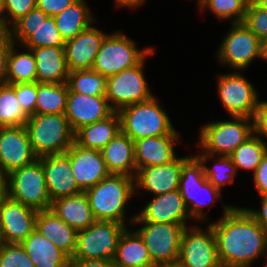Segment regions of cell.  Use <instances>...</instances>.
Masks as SVG:
<instances>
[{
    "instance_id": "obj_1",
    "label": "cell",
    "mask_w": 267,
    "mask_h": 267,
    "mask_svg": "<svg viewBox=\"0 0 267 267\" xmlns=\"http://www.w3.org/2000/svg\"><path fill=\"white\" fill-rule=\"evenodd\" d=\"M223 216L212 221L222 267H250L267 252V233L241 207L223 204Z\"/></svg>"
},
{
    "instance_id": "obj_2",
    "label": "cell",
    "mask_w": 267,
    "mask_h": 267,
    "mask_svg": "<svg viewBox=\"0 0 267 267\" xmlns=\"http://www.w3.org/2000/svg\"><path fill=\"white\" fill-rule=\"evenodd\" d=\"M84 192L95 220L116 221L127 226L126 207L131 198L137 195L134 177L110 174Z\"/></svg>"
},
{
    "instance_id": "obj_3",
    "label": "cell",
    "mask_w": 267,
    "mask_h": 267,
    "mask_svg": "<svg viewBox=\"0 0 267 267\" xmlns=\"http://www.w3.org/2000/svg\"><path fill=\"white\" fill-rule=\"evenodd\" d=\"M25 127L31 147L38 158L63 154L75 142V132L65 114L31 115Z\"/></svg>"
},
{
    "instance_id": "obj_4",
    "label": "cell",
    "mask_w": 267,
    "mask_h": 267,
    "mask_svg": "<svg viewBox=\"0 0 267 267\" xmlns=\"http://www.w3.org/2000/svg\"><path fill=\"white\" fill-rule=\"evenodd\" d=\"M121 131L131 140L169 135L175 128L156 96L119 111Z\"/></svg>"
},
{
    "instance_id": "obj_5",
    "label": "cell",
    "mask_w": 267,
    "mask_h": 267,
    "mask_svg": "<svg viewBox=\"0 0 267 267\" xmlns=\"http://www.w3.org/2000/svg\"><path fill=\"white\" fill-rule=\"evenodd\" d=\"M230 120L206 122L200 129L199 149L211 155L230 156L253 134V119L231 117Z\"/></svg>"
},
{
    "instance_id": "obj_6",
    "label": "cell",
    "mask_w": 267,
    "mask_h": 267,
    "mask_svg": "<svg viewBox=\"0 0 267 267\" xmlns=\"http://www.w3.org/2000/svg\"><path fill=\"white\" fill-rule=\"evenodd\" d=\"M179 191L193 221L206 223L208 218L204 207L215 205L217 199L222 203L219 198L222 196L221 191L207 181L204 167L195 155L182 166Z\"/></svg>"
},
{
    "instance_id": "obj_7",
    "label": "cell",
    "mask_w": 267,
    "mask_h": 267,
    "mask_svg": "<svg viewBox=\"0 0 267 267\" xmlns=\"http://www.w3.org/2000/svg\"><path fill=\"white\" fill-rule=\"evenodd\" d=\"M230 24L231 28L217 50L219 63L241 72L255 59L266 61V46L262 41L244 23Z\"/></svg>"
},
{
    "instance_id": "obj_8",
    "label": "cell",
    "mask_w": 267,
    "mask_h": 267,
    "mask_svg": "<svg viewBox=\"0 0 267 267\" xmlns=\"http://www.w3.org/2000/svg\"><path fill=\"white\" fill-rule=\"evenodd\" d=\"M137 43L116 31L108 34L99 49L92 70L109 77L139 64L154 48L137 49Z\"/></svg>"
},
{
    "instance_id": "obj_9",
    "label": "cell",
    "mask_w": 267,
    "mask_h": 267,
    "mask_svg": "<svg viewBox=\"0 0 267 267\" xmlns=\"http://www.w3.org/2000/svg\"><path fill=\"white\" fill-rule=\"evenodd\" d=\"M126 228L116 221L96 220L88 228L78 231L71 260H113Z\"/></svg>"
},
{
    "instance_id": "obj_10",
    "label": "cell",
    "mask_w": 267,
    "mask_h": 267,
    "mask_svg": "<svg viewBox=\"0 0 267 267\" xmlns=\"http://www.w3.org/2000/svg\"><path fill=\"white\" fill-rule=\"evenodd\" d=\"M8 197L37 211L51 208L42 163L36 159L7 175Z\"/></svg>"
},
{
    "instance_id": "obj_11",
    "label": "cell",
    "mask_w": 267,
    "mask_h": 267,
    "mask_svg": "<svg viewBox=\"0 0 267 267\" xmlns=\"http://www.w3.org/2000/svg\"><path fill=\"white\" fill-rule=\"evenodd\" d=\"M154 51L153 49L136 66L107 77L105 97L114 111H119L131 104L147 101L154 96L144 75L145 60L149 55L153 56Z\"/></svg>"
},
{
    "instance_id": "obj_12",
    "label": "cell",
    "mask_w": 267,
    "mask_h": 267,
    "mask_svg": "<svg viewBox=\"0 0 267 267\" xmlns=\"http://www.w3.org/2000/svg\"><path fill=\"white\" fill-rule=\"evenodd\" d=\"M217 80V94L226 112L231 117L253 119L260 102L256 87L236 70L219 75Z\"/></svg>"
},
{
    "instance_id": "obj_13",
    "label": "cell",
    "mask_w": 267,
    "mask_h": 267,
    "mask_svg": "<svg viewBox=\"0 0 267 267\" xmlns=\"http://www.w3.org/2000/svg\"><path fill=\"white\" fill-rule=\"evenodd\" d=\"M131 224H141L136 231L144 240L154 265L178 262L183 225L153 222Z\"/></svg>"
},
{
    "instance_id": "obj_14",
    "label": "cell",
    "mask_w": 267,
    "mask_h": 267,
    "mask_svg": "<svg viewBox=\"0 0 267 267\" xmlns=\"http://www.w3.org/2000/svg\"><path fill=\"white\" fill-rule=\"evenodd\" d=\"M207 228L185 226L181 235L180 267H222L217 251L216 237L212 224Z\"/></svg>"
},
{
    "instance_id": "obj_15",
    "label": "cell",
    "mask_w": 267,
    "mask_h": 267,
    "mask_svg": "<svg viewBox=\"0 0 267 267\" xmlns=\"http://www.w3.org/2000/svg\"><path fill=\"white\" fill-rule=\"evenodd\" d=\"M184 199L178 190L169 191L160 195L153 196V199L140 209L137 214L131 216V222H153L180 224L187 226L190 219Z\"/></svg>"
},
{
    "instance_id": "obj_16",
    "label": "cell",
    "mask_w": 267,
    "mask_h": 267,
    "mask_svg": "<svg viewBox=\"0 0 267 267\" xmlns=\"http://www.w3.org/2000/svg\"><path fill=\"white\" fill-rule=\"evenodd\" d=\"M28 131L23 126L0 127V169L7 175L34 162Z\"/></svg>"
},
{
    "instance_id": "obj_17",
    "label": "cell",
    "mask_w": 267,
    "mask_h": 267,
    "mask_svg": "<svg viewBox=\"0 0 267 267\" xmlns=\"http://www.w3.org/2000/svg\"><path fill=\"white\" fill-rule=\"evenodd\" d=\"M176 157L170 163L140 168L135 179V193L142 190L152 196L178 190L182 166L193 156Z\"/></svg>"
},
{
    "instance_id": "obj_18",
    "label": "cell",
    "mask_w": 267,
    "mask_h": 267,
    "mask_svg": "<svg viewBox=\"0 0 267 267\" xmlns=\"http://www.w3.org/2000/svg\"><path fill=\"white\" fill-rule=\"evenodd\" d=\"M38 211L7 197L0 204V227L5 243L20 244L35 229Z\"/></svg>"
},
{
    "instance_id": "obj_19",
    "label": "cell",
    "mask_w": 267,
    "mask_h": 267,
    "mask_svg": "<svg viewBox=\"0 0 267 267\" xmlns=\"http://www.w3.org/2000/svg\"><path fill=\"white\" fill-rule=\"evenodd\" d=\"M65 153L70 157L72 176L82 191L111 174L99 150L82 148L74 142Z\"/></svg>"
},
{
    "instance_id": "obj_20",
    "label": "cell",
    "mask_w": 267,
    "mask_h": 267,
    "mask_svg": "<svg viewBox=\"0 0 267 267\" xmlns=\"http://www.w3.org/2000/svg\"><path fill=\"white\" fill-rule=\"evenodd\" d=\"M107 35L101 29L91 25L75 38L67 40L64 56L68 71L91 70Z\"/></svg>"
},
{
    "instance_id": "obj_21",
    "label": "cell",
    "mask_w": 267,
    "mask_h": 267,
    "mask_svg": "<svg viewBox=\"0 0 267 267\" xmlns=\"http://www.w3.org/2000/svg\"><path fill=\"white\" fill-rule=\"evenodd\" d=\"M38 159L42 163L51 202L82 192L72 176L70 157L66 153L46 155Z\"/></svg>"
},
{
    "instance_id": "obj_22",
    "label": "cell",
    "mask_w": 267,
    "mask_h": 267,
    "mask_svg": "<svg viewBox=\"0 0 267 267\" xmlns=\"http://www.w3.org/2000/svg\"><path fill=\"white\" fill-rule=\"evenodd\" d=\"M113 112L105 96L83 95L75 92L68 94L65 116L74 132L82 126L107 118Z\"/></svg>"
},
{
    "instance_id": "obj_23",
    "label": "cell",
    "mask_w": 267,
    "mask_h": 267,
    "mask_svg": "<svg viewBox=\"0 0 267 267\" xmlns=\"http://www.w3.org/2000/svg\"><path fill=\"white\" fill-rule=\"evenodd\" d=\"M180 137L174 129L169 135L134 141L137 171L146 166L164 165L174 160L177 157L174 146L179 143Z\"/></svg>"
},
{
    "instance_id": "obj_24",
    "label": "cell",
    "mask_w": 267,
    "mask_h": 267,
    "mask_svg": "<svg viewBox=\"0 0 267 267\" xmlns=\"http://www.w3.org/2000/svg\"><path fill=\"white\" fill-rule=\"evenodd\" d=\"M35 229L72 258L78 231L67 225L51 209L38 211Z\"/></svg>"
},
{
    "instance_id": "obj_25",
    "label": "cell",
    "mask_w": 267,
    "mask_h": 267,
    "mask_svg": "<svg viewBox=\"0 0 267 267\" xmlns=\"http://www.w3.org/2000/svg\"><path fill=\"white\" fill-rule=\"evenodd\" d=\"M100 152L111 174L136 176L135 144L125 133L121 131Z\"/></svg>"
},
{
    "instance_id": "obj_26",
    "label": "cell",
    "mask_w": 267,
    "mask_h": 267,
    "mask_svg": "<svg viewBox=\"0 0 267 267\" xmlns=\"http://www.w3.org/2000/svg\"><path fill=\"white\" fill-rule=\"evenodd\" d=\"M20 244L35 267L71 266V258L36 229Z\"/></svg>"
},
{
    "instance_id": "obj_27",
    "label": "cell",
    "mask_w": 267,
    "mask_h": 267,
    "mask_svg": "<svg viewBox=\"0 0 267 267\" xmlns=\"http://www.w3.org/2000/svg\"><path fill=\"white\" fill-rule=\"evenodd\" d=\"M50 209L77 231L88 228L96 221L84 191L52 201Z\"/></svg>"
},
{
    "instance_id": "obj_28",
    "label": "cell",
    "mask_w": 267,
    "mask_h": 267,
    "mask_svg": "<svg viewBox=\"0 0 267 267\" xmlns=\"http://www.w3.org/2000/svg\"><path fill=\"white\" fill-rule=\"evenodd\" d=\"M36 60V82L67 83L69 71L64 47H39L31 49Z\"/></svg>"
},
{
    "instance_id": "obj_29",
    "label": "cell",
    "mask_w": 267,
    "mask_h": 267,
    "mask_svg": "<svg viewBox=\"0 0 267 267\" xmlns=\"http://www.w3.org/2000/svg\"><path fill=\"white\" fill-rule=\"evenodd\" d=\"M120 132V116L118 111H114L107 118L78 129L75 143L82 148L101 151Z\"/></svg>"
},
{
    "instance_id": "obj_30",
    "label": "cell",
    "mask_w": 267,
    "mask_h": 267,
    "mask_svg": "<svg viewBox=\"0 0 267 267\" xmlns=\"http://www.w3.org/2000/svg\"><path fill=\"white\" fill-rule=\"evenodd\" d=\"M113 261L117 267L154 266L144 240L136 230L130 231L128 227L120 237Z\"/></svg>"
},
{
    "instance_id": "obj_31",
    "label": "cell",
    "mask_w": 267,
    "mask_h": 267,
    "mask_svg": "<svg viewBox=\"0 0 267 267\" xmlns=\"http://www.w3.org/2000/svg\"><path fill=\"white\" fill-rule=\"evenodd\" d=\"M89 6L85 0H76L61 13L54 16L55 24L61 37L66 42L95 23Z\"/></svg>"
},
{
    "instance_id": "obj_32",
    "label": "cell",
    "mask_w": 267,
    "mask_h": 267,
    "mask_svg": "<svg viewBox=\"0 0 267 267\" xmlns=\"http://www.w3.org/2000/svg\"><path fill=\"white\" fill-rule=\"evenodd\" d=\"M16 46L13 43L10 47L5 83L36 82V60L32 50L24 48L25 52H20Z\"/></svg>"
},
{
    "instance_id": "obj_33",
    "label": "cell",
    "mask_w": 267,
    "mask_h": 267,
    "mask_svg": "<svg viewBox=\"0 0 267 267\" xmlns=\"http://www.w3.org/2000/svg\"><path fill=\"white\" fill-rule=\"evenodd\" d=\"M68 94L66 83L37 82L36 115L65 114Z\"/></svg>"
},
{
    "instance_id": "obj_34",
    "label": "cell",
    "mask_w": 267,
    "mask_h": 267,
    "mask_svg": "<svg viewBox=\"0 0 267 267\" xmlns=\"http://www.w3.org/2000/svg\"><path fill=\"white\" fill-rule=\"evenodd\" d=\"M204 167V174L208 182L220 191L224 185L234 183V177L237 174L235 165L232 162L231 156L226 155H211L208 153L200 152L194 154ZM212 159V160H211ZM213 161L214 166L208 167L207 161Z\"/></svg>"
},
{
    "instance_id": "obj_35",
    "label": "cell",
    "mask_w": 267,
    "mask_h": 267,
    "mask_svg": "<svg viewBox=\"0 0 267 267\" xmlns=\"http://www.w3.org/2000/svg\"><path fill=\"white\" fill-rule=\"evenodd\" d=\"M267 152V143L253 134L230 155L236 170L256 171Z\"/></svg>"
},
{
    "instance_id": "obj_36",
    "label": "cell",
    "mask_w": 267,
    "mask_h": 267,
    "mask_svg": "<svg viewBox=\"0 0 267 267\" xmlns=\"http://www.w3.org/2000/svg\"><path fill=\"white\" fill-rule=\"evenodd\" d=\"M66 84L69 92L91 96H105L107 77L92 69L77 70L69 72Z\"/></svg>"
},
{
    "instance_id": "obj_37",
    "label": "cell",
    "mask_w": 267,
    "mask_h": 267,
    "mask_svg": "<svg viewBox=\"0 0 267 267\" xmlns=\"http://www.w3.org/2000/svg\"><path fill=\"white\" fill-rule=\"evenodd\" d=\"M29 116L22 110L14 88L0 84V127L23 126Z\"/></svg>"
},
{
    "instance_id": "obj_38",
    "label": "cell",
    "mask_w": 267,
    "mask_h": 267,
    "mask_svg": "<svg viewBox=\"0 0 267 267\" xmlns=\"http://www.w3.org/2000/svg\"><path fill=\"white\" fill-rule=\"evenodd\" d=\"M199 10L211 11L218 20H230L231 23H243L246 6L240 0H197Z\"/></svg>"
},
{
    "instance_id": "obj_39",
    "label": "cell",
    "mask_w": 267,
    "mask_h": 267,
    "mask_svg": "<svg viewBox=\"0 0 267 267\" xmlns=\"http://www.w3.org/2000/svg\"><path fill=\"white\" fill-rule=\"evenodd\" d=\"M21 46L30 50L50 46L64 47L65 41L57 29L54 17L49 16Z\"/></svg>"
},
{
    "instance_id": "obj_40",
    "label": "cell",
    "mask_w": 267,
    "mask_h": 267,
    "mask_svg": "<svg viewBox=\"0 0 267 267\" xmlns=\"http://www.w3.org/2000/svg\"><path fill=\"white\" fill-rule=\"evenodd\" d=\"M48 17V14H45L37 7L32 9L11 26L9 34L12 42L21 46Z\"/></svg>"
},
{
    "instance_id": "obj_41",
    "label": "cell",
    "mask_w": 267,
    "mask_h": 267,
    "mask_svg": "<svg viewBox=\"0 0 267 267\" xmlns=\"http://www.w3.org/2000/svg\"><path fill=\"white\" fill-rule=\"evenodd\" d=\"M243 23L267 45V9L260 8L253 3L246 7Z\"/></svg>"
},
{
    "instance_id": "obj_42",
    "label": "cell",
    "mask_w": 267,
    "mask_h": 267,
    "mask_svg": "<svg viewBox=\"0 0 267 267\" xmlns=\"http://www.w3.org/2000/svg\"><path fill=\"white\" fill-rule=\"evenodd\" d=\"M0 267H35L21 244L5 243L0 249Z\"/></svg>"
},
{
    "instance_id": "obj_43",
    "label": "cell",
    "mask_w": 267,
    "mask_h": 267,
    "mask_svg": "<svg viewBox=\"0 0 267 267\" xmlns=\"http://www.w3.org/2000/svg\"><path fill=\"white\" fill-rule=\"evenodd\" d=\"M22 110L28 115H36L37 82L10 84Z\"/></svg>"
},
{
    "instance_id": "obj_44",
    "label": "cell",
    "mask_w": 267,
    "mask_h": 267,
    "mask_svg": "<svg viewBox=\"0 0 267 267\" xmlns=\"http://www.w3.org/2000/svg\"><path fill=\"white\" fill-rule=\"evenodd\" d=\"M3 2L10 26L36 8V0H3Z\"/></svg>"
},
{
    "instance_id": "obj_45",
    "label": "cell",
    "mask_w": 267,
    "mask_h": 267,
    "mask_svg": "<svg viewBox=\"0 0 267 267\" xmlns=\"http://www.w3.org/2000/svg\"><path fill=\"white\" fill-rule=\"evenodd\" d=\"M254 134L264 141L267 140V101L260 100L253 117ZM264 137V138H262ZM267 143V141H265Z\"/></svg>"
},
{
    "instance_id": "obj_46",
    "label": "cell",
    "mask_w": 267,
    "mask_h": 267,
    "mask_svg": "<svg viewBox=\"0 0 267 267\" xmlns=\"http://www.w3.org/2000/svg\"><path fill=\"white\" fill-rule=\"evenodd\" d=\"M76 0H36V7L51 17L61 13Z\"/></svg>"
},
{
    "instance_id": "obj_47",
    "label": "cell",
    "mask_w": 267,
    "mask_h": 267,
    "mask_svg": "<svg viewBox=\"0 0 267 267\" xmlns=\"http://www.w3.org/2000/svg\"><path fill=\"white\" fill-rule=\"evenodd\" d=\"M254 184L260 197L267 196V152L253 173Z\"/></svg>"
},
{
    "instance_id": "obj_48",
    "label": "cell",
    "mask_w": 267,
    "mask_h": 267,
    "mask_svg": "<svg viewBox=\"0 0 267 267\" xmlns=\"http://www.w3.org/2000/svg\"><path fill=\"white\" fill-rule=\"evenodd\" d=\"M13 44L10 34L0 42V84L5 83L10 47Z\"/></svg>"
},
{
    "instance_id": "obj_49",
    "label": "cell",
    "mask_w": 267,
    "mask_h": 267,
    "mask_svg": "<svg viewBox=\"0 0 267 267\" xmlns=\"http://www.w3.org/2000/svg\"><path fill=\"white\" fill-rule=\"evenodd\" d=\"M260 199H261V208L259 209L246 208V209L267 233V196L261 197Z\"/></svg>"
},
{
    "instance_id": "obj_50",
    "label": "cell",
    "mask_w": 267,
    "mask_h": 267,
    "mask_svg": "<svg viewBox=\"0 0 267 267\" xmlns=\"http://www.w3.org/2000/svg\"><path fill=\"white\" fill-rule=\"evenodd\" d=\"M70 267H117L113 260H71Z\"/></svg>"
},
{
    "instance_id": "obj_51",
    "label": "cell",
    "mask_w": 267,
    "mask_h": 267,
    "mask_svg": "<svg viewBox=\"0 0 267 267\" xmlns=\"http://www.w3.org/2000/svg\"><path fill=\"white\" fill-rule=\"evenodd\" d=\"M147 0H115V4L118 7H126L130 9H137L141 5L143 6L144 2Z\"/></svg>"
},
{
    "instance_id": "obj_52",
    "label": "cell",
    "mask_w": 267,
    "mask_h": 267,
    "mask_svg": "<svg viewBox=\"0 0 267 267\" xmlns=\"http://www.w3.org/2000/svg\"><path fill=\"white\" fill-rule=\"evenodd\" d=\"M7 174L0 169V204L8 197Z\"/></svg>"
},
{
    "instance_id": "obj_53",
    "label": "cell",
    "mask_w": 267,
    "mask_h": 267,
    "mask_svg": "<svg viewBox=\"0 0 267 267\" xmlns=\"http://www.w3.org/2000/svg\"><path fill=\"white\" fill-rule=\"evenodd\" d=\"M0 26H10L7 21V15L3 0H0Z\"/></svg>"
},
{
    "instance_id": "obj_54",
    "label": "cell",
    "mask_w": 267,
    "mask_h": 267,
    "mask_svg": "<svg viewBox=\"0 0 267 267\" xmlns=\"http://www.w3.org/2000/svg\"><path fill=\"white\" fill-rule=\"evenodd\" d=\"M11 26H0V42L9 34Z\"/></svg>"
},
{
    "instance_id": "obj_55",
    "label": "cell",
    "mask_w": 267,
    "mask_h": 267,
    "mask_svg": "<svg viewBox=\"0 0 267 267\" xmlns=\"http://www.w3.org/2000/svg\"><path fill=\"white\" fill-rule=\"evenodd\" d=\"M253 4L260 8L267 9V0H253Z\"/></svg>"
},
{
    "instance_id": "obj_56",
    "label": "cell",
    "mask_w": 267,
    "mask_h": 267,
    "mask_svg": "<svg viewBox=\"0 0 267 267\" xmlns=\"http://www.w3.org/2000/svg\"><path fill=\"white\" fill-rule=\"evenodd\" d=\"M153 267H180L177 263H172V264H157L154 265Z\"/></svg>"
},
{
    "instance_id": "obj_57",
    "label": "cell",
    "mask_w": 267,
    "mask_h": 267,
    "mask_svg": "<svg viewBox=\"0 0 267 267\" xmlns=\"http://www.w3.org/2000/svg\"><path fill=\"white\" fill-rule=\"evenodd\" d=\"M5 245V241H4V238H3V234H2V230H1V227H0V249Z\"/></svg>"
},
{
    "instance_id": "obj_58",
    "label": "cell",
    "mask_w": 267,
    "mask_h": 267,
    "mask_svg": "<svg viewBox=\"0 0 267 267\" xmlns=\"http://www.w3.org/2000/svg\"><path fill=\"white\" fill-rule=\"evenodd\" d=\"M246 7L249 5V4H251V3H253V0H240Z\"/></svg>"
},
{
    "instance_id": "obj_59",
    "label": "cell",
    "mask_w": 267,
    "mask_h": 267,
    "mask_svg": "<svg viewBox=\"0 0 267 267\" xmlns=\"http://www.w3.org/2000/svg\"><path fill=\"white\" fill-rule=\"evenodd\" d=\"M266 256V257H265ZM264 257L267 259V252L264 254ZM267 261V260H266ZM263 267H267V262L263 265Z\"/></svg>"
},
{
    "instance_id": "obj_60",
    "label": "cell",
    "mask_w": 267,
    "mask_h": 267,
    "mask_svg": "<svg viewBox=\"0 0 267 267\" xmlns=\"http://www.w3.org/2000/svg\"><path fill=\"white\" fill-rule=\"evenodd\" d=\"M266 61H267V45H266Z\"/></svg>"
}]
</instances>
